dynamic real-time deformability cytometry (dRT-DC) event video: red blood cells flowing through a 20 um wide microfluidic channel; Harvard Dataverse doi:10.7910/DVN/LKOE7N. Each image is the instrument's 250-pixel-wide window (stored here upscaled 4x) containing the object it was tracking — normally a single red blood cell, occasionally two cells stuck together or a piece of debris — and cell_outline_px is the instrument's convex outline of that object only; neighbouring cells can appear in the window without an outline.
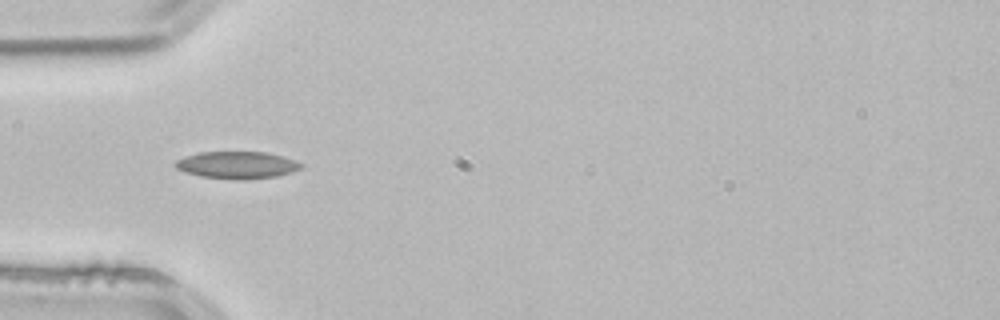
{"species": "common noctule bat (a hibernating species)", "species_latin": "Nyctalus noctula", "temperature_condition": "room temperature", "stored_images_in_passage": 4, "camera_frame_rate_fps": 3000, "um_per_image_px": 0.085, "animal": {"sex": "male", "body_mass_g": 21.5, "forearm_length_mm": 52.0}, "frame": {"image": 1, "passage_image": 4, "time_ms": 1.0, "image_size_px": [1000, 320], "cell_outline_px": [[304, 168], [276, 176], [244, 180], [236, 180], [200, 176], [184, 172], [176, 168], [172, 164], [176, 160], [184, 156], [200, 152], [264, 152], [284, 156], [296, 160], [304, 164]], "centroid_in_image_um": [20.15, 14.03], "position_along_channel_um": 64.9, "area_um2": 20.17}}